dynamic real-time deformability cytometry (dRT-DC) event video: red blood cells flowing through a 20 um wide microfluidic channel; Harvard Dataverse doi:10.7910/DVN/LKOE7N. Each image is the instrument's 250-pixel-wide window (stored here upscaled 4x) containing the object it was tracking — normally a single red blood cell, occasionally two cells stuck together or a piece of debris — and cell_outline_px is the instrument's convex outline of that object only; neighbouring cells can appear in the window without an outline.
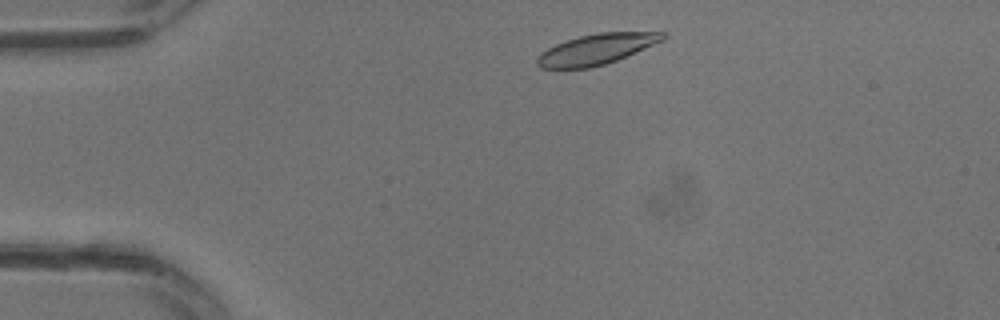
{"species": "common noctule bat (a hibernating species)", "species_latin": "Nyctalus noctula", "temperature_condition": "warm", "stored_images_in_passage": 13, "camera_frame_rate_fps": 3000, "um_per_image_px": 0.085, "animal": {"sex": "male", "body_mass_g": 13.3}, "frame": {"image": 1, "passage_image": 2, "time_ms": 0.333, "image_size_px": [1000, 320], "cell_outline_px": [[668, 36], [664, 40], [616, 60], [604, 64], [588, 68], [540, 68], [536, 64], [536, 56], [540, 52], [556, 44], [580, 36], [600, 32], [668, 32]], "centroid_in_image_um": [50.7, 4.18], "position_along_channel_um": 34.3, "area_um2": 22.25}}
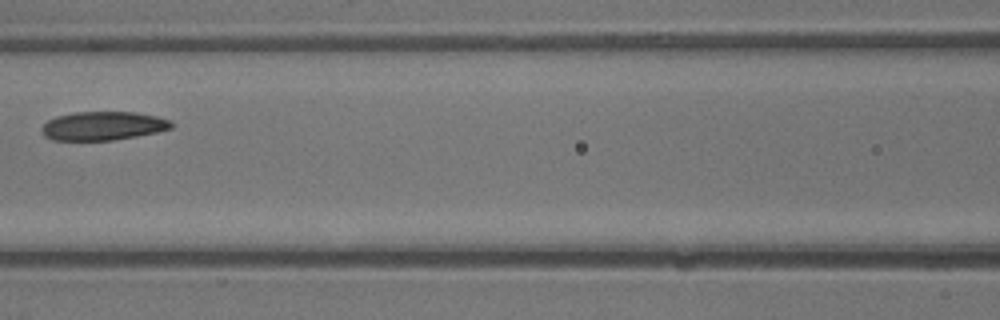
{"frame": {"image": 2, "passage_image": 10, "time_ms": 3.0, "image_size_px": [1000, 320], "cell_outline_px": [[172, 128], [156, 132], [136, 136], [112, 140], [52, 140], [44, 136], [40, 132], [40, 128], [48, 120], [56, 116], [72, 112], [136, 112], [156, 116], [168, 120], [172, 124]], "centroid_in_image_um": [8.69, 10.7], "position_along_channel_um": 157.9, "area_um2": 21.68}}
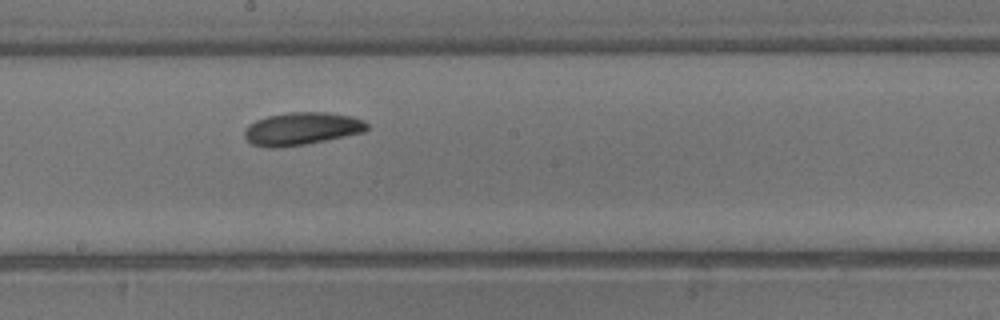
{"frame": {"image": 3, "passage_image": 13, "time_ms": 4.0, "image_size_px": [1000, 320], "cell_outline_px": [[368, 128], [364, 132], [304, 144], [280, 148], [268, 148], [252, 144], [244, 136], [244, 132], [248, 124], [256, 120], [268, 116], [292, 112], [324, 112], [352, 116], [364, 120], [368, 124]], "centroid_in_image_um": [25.63, 10.94], "position_along_channel_um": 222.6, "area_um2": 23.24}}